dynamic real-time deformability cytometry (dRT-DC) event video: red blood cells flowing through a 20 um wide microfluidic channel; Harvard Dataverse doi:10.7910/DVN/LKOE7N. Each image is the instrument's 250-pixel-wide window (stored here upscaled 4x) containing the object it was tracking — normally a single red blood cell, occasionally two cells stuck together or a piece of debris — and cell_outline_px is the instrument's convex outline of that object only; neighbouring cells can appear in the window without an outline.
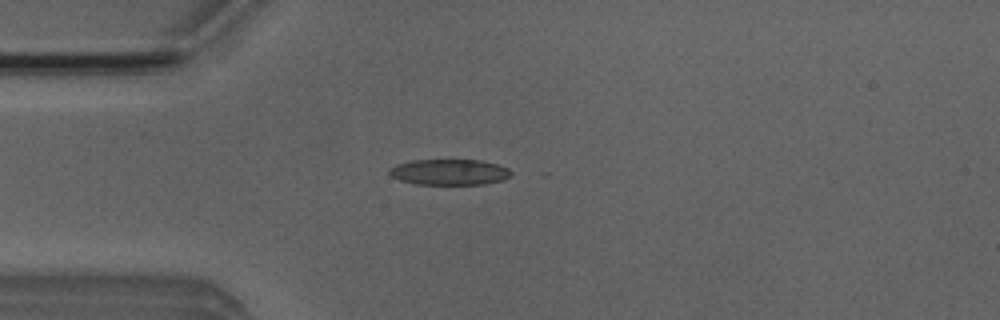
{"species": "Egyptian fruit bat (a non-hibernating species)", "species_latin": "Rousettus aegyptiacus", "temperature_condition": "room temperature", "stored_images_in_passage": 5, "camera_frame_rate_fps": 3000, "um_per_image_px": 0.085, "animal": {"sex": "male"}, "frame": {"image": 1, "passage_image": 4, "time_ms": 3.333, "image_size_px": [1000, 320], "cell_outline_px": [[512, 176], [504, 180], [484, 184], [416, 184], [400, 180], [392, 176], [388, 172], [388, 168], [396, 164], [412, 160], [480, 160], [496, 164], [508, 168], [512, 172]], "centroid_in_image_um": [38.2, 14.62], "position_along_channel_um": 46.8, "area_um2": 18.38}}